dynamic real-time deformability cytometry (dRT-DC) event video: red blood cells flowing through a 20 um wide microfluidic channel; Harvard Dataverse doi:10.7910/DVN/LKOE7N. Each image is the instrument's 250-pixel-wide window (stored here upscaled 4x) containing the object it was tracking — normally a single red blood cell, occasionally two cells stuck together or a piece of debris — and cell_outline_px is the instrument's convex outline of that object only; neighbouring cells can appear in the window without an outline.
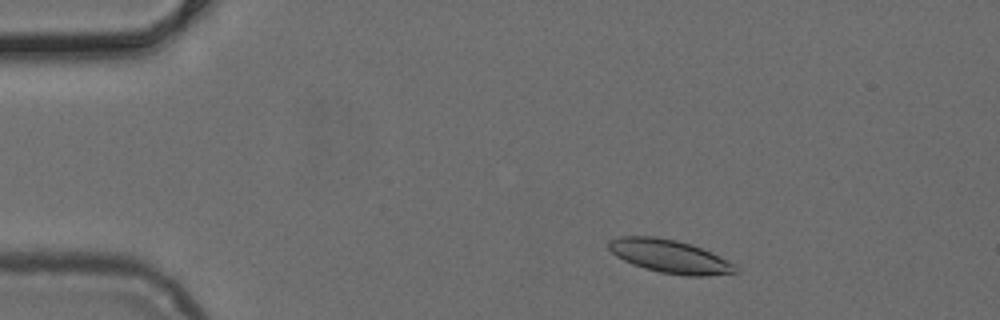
{"species": "common noctule bat (a hibernating species)", "species_latin": "Nyctalus noctula", "temperature_condition": "cold", "stored_images_in_passage": 47, "camera_frame_rate_fps": 3000, "um_per_image_px": 0.085, "animal": {"sex": "female", "body_mass_g": 24.6, "forearm_length_mm": 56.2}, "frame": {"image": 1, "passage_image": 5, "time_ms": 1.333, "image_size_px": [1000, 320], "cell_outline_px": [[736, 272], [704, 276], [688, 276], [660, 272], [644, 268], [632, 264], [616, 256], [608, 248], [608, 240], [620, 236], [656, 236], [676, 240], [700, 248], [732, 264], [736, 268]], "centroid_in_image_um": [56.81, 21.78], "position_along_channel_um": 28.2, "area_um2": 23.99}}
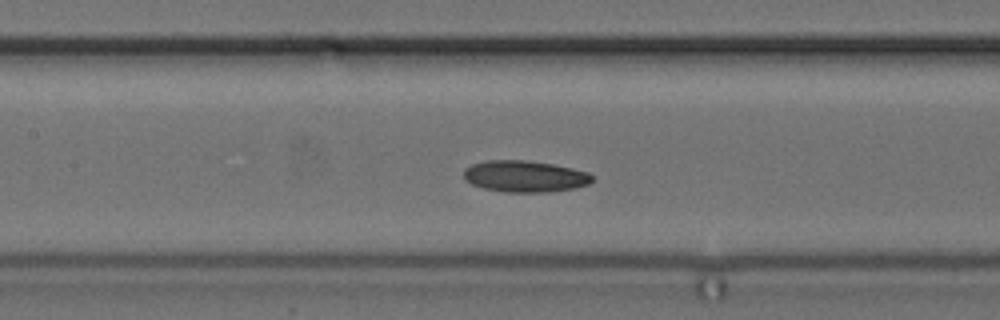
{"frame": {"image": 2, "passage_image": 20, "time_ms": 6.333, "image_size_px": [1000, 320], "cell_outline_px": [[592, 180], [588, 184], [576, 188], [548, 192], [504, 192], [484, 188], [472, 184], [464, 180], [464, 168], [472, 164], [488, 160], [524, 160], [552, 164], [572, 168], [588, 172], [592, 176]], "centroid_in_image_um": [44.59, 14.99], "position_along_channel_um": 162.8, "area_um2": 23.58}}
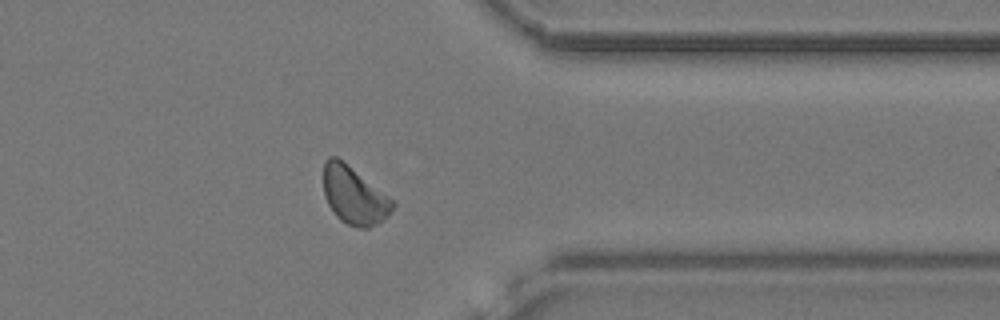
{"frame": {"image": 3, "passage_image": 37, "time_ms": 12.0, "image_size_px": [1000, 320], "cell_outline_px": [[396, 204], [388, 216], [384, 220], [368, 228], [360, 228], [348, 224], [340, 220], [336, 216], [328, 204], [324, 196], [324, 160], [328, 156], [336, 156], [396, 200]], "centroid_in_image_um": [30.13, 16.62], "position_along_channel_um": 381.3, "area_um2": 23.41}}